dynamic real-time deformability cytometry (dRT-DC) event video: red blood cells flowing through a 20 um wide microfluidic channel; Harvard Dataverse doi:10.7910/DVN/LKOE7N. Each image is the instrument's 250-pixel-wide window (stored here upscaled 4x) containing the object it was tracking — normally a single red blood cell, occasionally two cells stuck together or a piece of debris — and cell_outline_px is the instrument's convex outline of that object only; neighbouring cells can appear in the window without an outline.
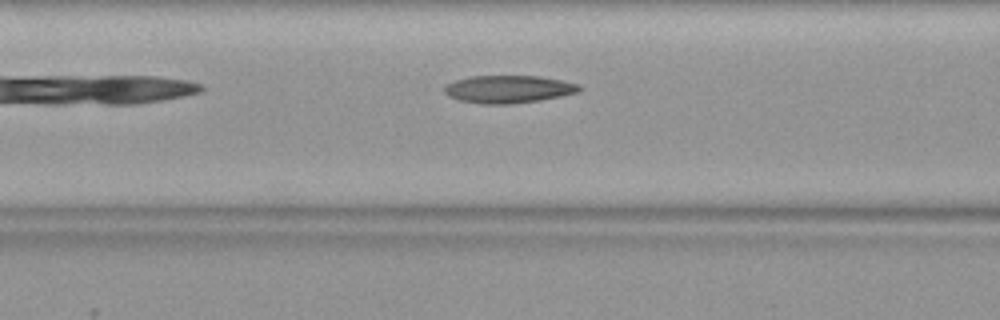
{"species": "common noctule bat (a hibernating species)", "species_latin": "Nyctalus noctula", "temperature_condition": "warm", "stored_images_in_passage": 23, "camera_frame_rate_fps": 3000, "um_per_image_px": 0.085, "animal": {"sex": "female", "body_mass_g": 19.9}, "frame": {"image": 1, "passage_image": 4, "time_ms": 1.0, "image_size_px": [1000, 320], "cell_outline_px": [[584, 88], [580, 92], [540, 100], [508, 104], [480, 104], [456, 100], [448, 96], [444, 92], [444, 88], [448, 84], [456, 80], [472, 76], [540, 76], [580, 84]], "centroid_in_image_um": [43.23, 7.58], "position_along_channel_um": 123.4, "area_um2": 21.85}}
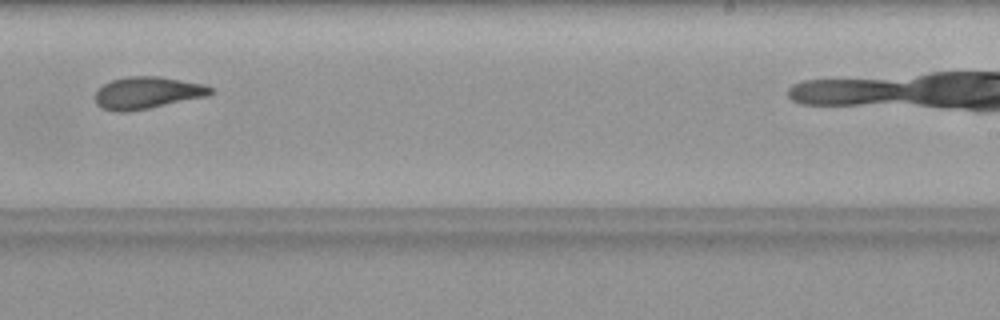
{"frame": {"image": 2, "passage_image": 14, "time_ms": 4.333, "image_size_px": [1000, 320], "cell_outline_px": [[216, 92], [208, 96], [128, 112], [116, 112], [100, 108], [96, 104], [96, 92], [104, 84], [112, 80], [128, 76], [160, 76], [204, 84], [212, 88]], "centroid_in_image_um": [12.53, 7.89], "position_along_channel_um": 276.5, "area_um2": 21.62}}